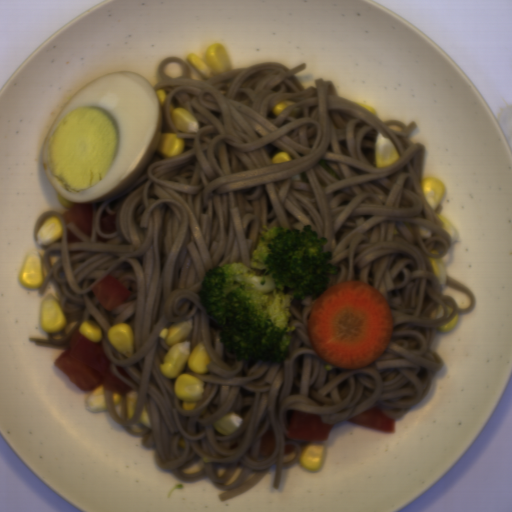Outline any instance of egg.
<instances>
[{
  "mask_svg": "<svg viewBox=\"0 0 512 512\" xmlns=\"http://www.w3.org/2000/svg\"><path fill=\"white\" fill-rule=\"evenodd\" d=\"M162 131L149 79L112 71L85 83L53 119L40 147L43 172L67 201L109 199L149 166Z\"/></svg>",
  "mask_w": 512,
  "mask_h": 512,
  "instance_id": "obj_1",
  "label": "egg"
}]
</instances>
